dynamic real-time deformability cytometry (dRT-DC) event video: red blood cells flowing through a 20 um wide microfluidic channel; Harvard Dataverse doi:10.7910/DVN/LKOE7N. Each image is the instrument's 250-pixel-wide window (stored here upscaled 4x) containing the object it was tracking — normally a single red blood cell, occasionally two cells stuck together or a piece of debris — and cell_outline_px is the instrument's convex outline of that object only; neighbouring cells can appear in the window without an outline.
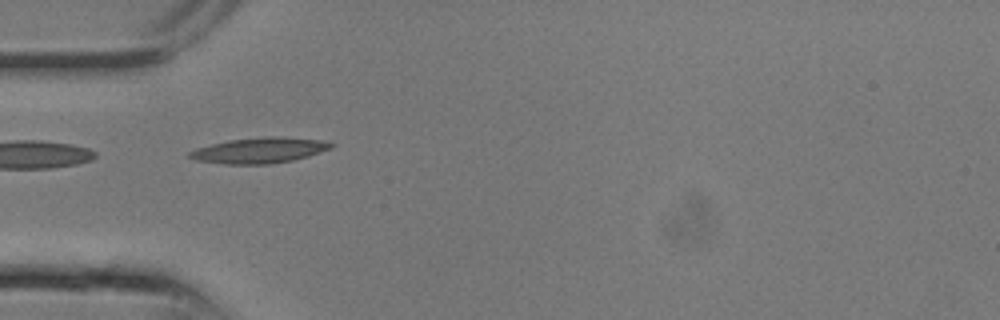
{"species": "common noctule bat (a hibernating species)", "species_latin": "Nyctalus noctula", "temperature_condition": "room temperature", "stored_images_in_passage": 6, "camera_frame_rate_fps": 3000, "um_per_image_px": 0.085, "animal": {"sex": "male", "body_mass_g": 13.3}, "frame": {"image": 1, "passage_image": 2, "time_ms": 0.333, "image_size_px": [1000, 320], "cell_outline_px": [[336, 144], [332, 148], [308, 156], [292, 160], [268, 164], [224, 164], [196, 160], [188, 156], [188, 152], [196, 148], [228, 140], [264, 136], [276, 136], [320, 140]], "centroid_in_image_um": [22.04, 12.77], "position_along_channel_um": 63.0, "area_um2": 21.04}}
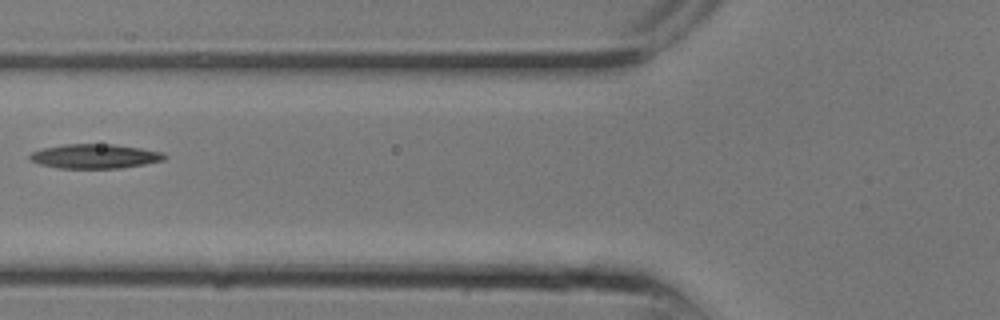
{"frame": {"image": 2, "passage_image": 4, "time_ms": 1.0, "image_size_px": [1000, 320], "cell_outline_px": [[168, 156], [164, 160], [144, 164], [120, 168], [60, 168], [40, 164], [28, 160], [28, 156], [32, 152], [40, 148], [64, 144], [112, 144], [140, 148], [164, 152]], "centroid_in_image_um": [8.04, 13.27], "position_along_channel_um": 117.8, "area_um2": 19.25}}